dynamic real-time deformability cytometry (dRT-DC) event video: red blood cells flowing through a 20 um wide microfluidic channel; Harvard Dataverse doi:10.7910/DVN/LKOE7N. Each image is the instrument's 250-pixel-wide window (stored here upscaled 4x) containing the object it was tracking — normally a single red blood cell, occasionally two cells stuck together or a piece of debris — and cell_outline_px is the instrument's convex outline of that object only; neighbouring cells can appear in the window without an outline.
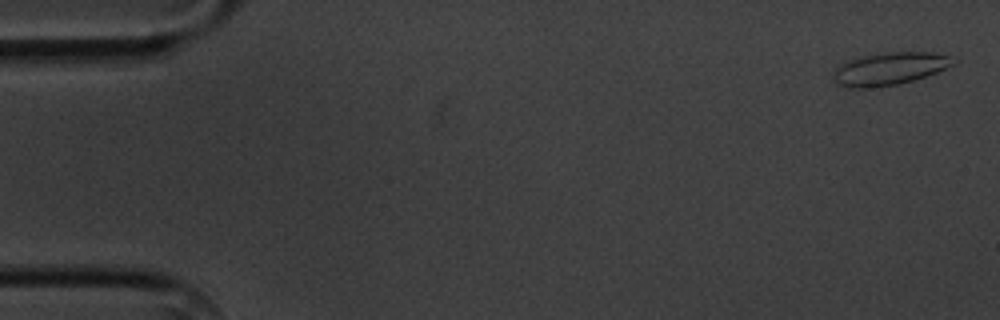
{"species": "common noctule bat (a hibernating species)", "species_latin": "Nyctalus noctula", "temperature_condition": "cold", "stored_images_in_passage": 6, "camera_frame_rate_fps": 3000, "um_per_image_px": 0.085, "animal": {"sex": "male", "body_mass_g": 20.1, "forearm_length_mm": 53.5}, "frame": {"image": 1, "passage_image": 1, "time_ms": 0.0, "image_size_px": [1000, 320], "cell_outline_px": [[956, 64], [936, 72], [900, 84], [864, 88], [848, 88], [836, 84], [832, 80], [832, 72], [840, 64], [848, 60], [864, 56], [884, 52], [932, 52], [948, 56], [956, 60]], "centroid_in_image_um": [75.56, 5.84], "position_along_channel_um": 9.4, "area_um2": 22.83}}
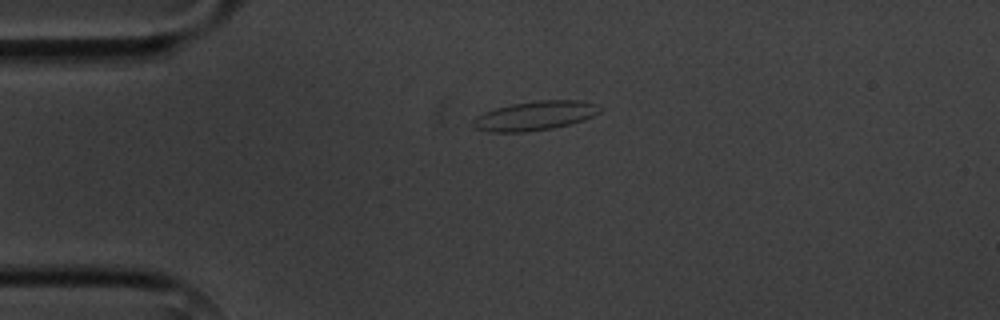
{"frame": {"image": 2, "passage_image": 4, "time_ms": 3.667, "image_size_px": [1000, 320], "cell_outline_px": [[604, 108], [600, 112], [584, 120], [552, 128], [524, 132], [488, 132], [472, 128], [472, 120], [476, 116], [484, 112], [496, 108], [512, 104], [536, 100], [580, 100], [596, 104]], "centroid_in_image_um": [45.45, 9.84], "position_along_channel_um": 39.5, "area_um2": 21.73}}
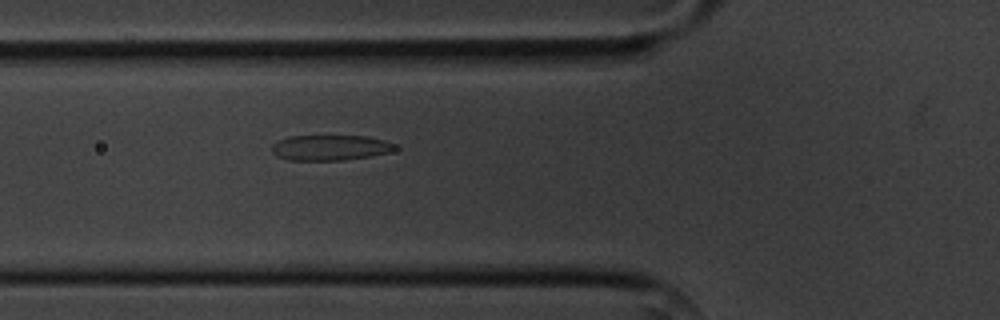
{"frame": {"image": 3, "passage_image": 6, "time_ms": 6.0, "image_size_px": [1000, 320], "cell_outline_px": [[400, 148], [388, 152], [372, 156], [344, 160], [288, 160], [276, 156], [272, 152], [272, 144], [276, 140], [288, 136], [368, 136], [384, 140], [396, 144]], "centroid_in_image_um": [28.06, 12.55], "position_along_channel_um": 97.7, "area_um2": 18.5}}